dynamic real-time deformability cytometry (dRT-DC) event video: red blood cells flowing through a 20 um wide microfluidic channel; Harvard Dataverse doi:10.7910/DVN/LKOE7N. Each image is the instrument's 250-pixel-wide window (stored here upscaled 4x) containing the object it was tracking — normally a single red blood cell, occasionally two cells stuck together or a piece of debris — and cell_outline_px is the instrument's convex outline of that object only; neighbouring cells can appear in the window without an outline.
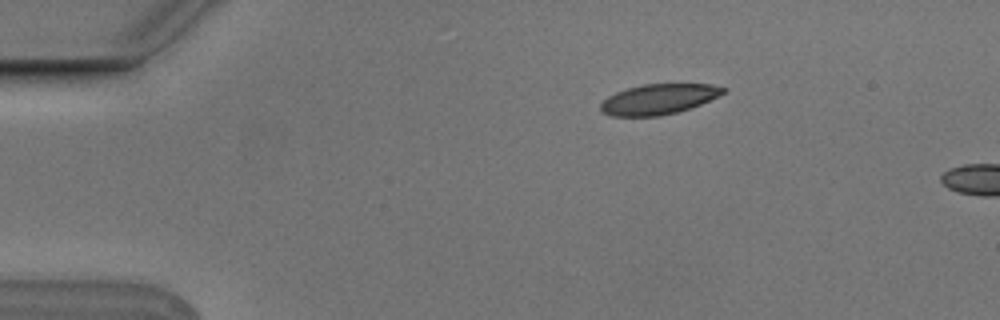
{"species": "Egyptian fruit bat (a non-hibernating species)", "species_latin": "Rousettus aegyptiacus", "temperature_condition": "cold", "stored_images_in_passage": 2, "camera_frame_rate_fps": 3000, "um_per_image_px": 0.085, "animal": {"sex": "male"}, "frame": {"image": 1, "passage_image": 1, "time_ms": 0.0, "image_size_px": [1000, 320], "cell_outline_px": [[728, 88], [724, 92], [700, 104], [676, 112], [660, 116], [612, 116], [604, 112], [600, 108], [600, 104], [608, 96], [616, 92], [628, 88], [644, 84], [712, 84]], "centroid_in_image_um": [55.97, 8.42], "position_along_channel_um": 29.0, "area_um2": 21.33}}